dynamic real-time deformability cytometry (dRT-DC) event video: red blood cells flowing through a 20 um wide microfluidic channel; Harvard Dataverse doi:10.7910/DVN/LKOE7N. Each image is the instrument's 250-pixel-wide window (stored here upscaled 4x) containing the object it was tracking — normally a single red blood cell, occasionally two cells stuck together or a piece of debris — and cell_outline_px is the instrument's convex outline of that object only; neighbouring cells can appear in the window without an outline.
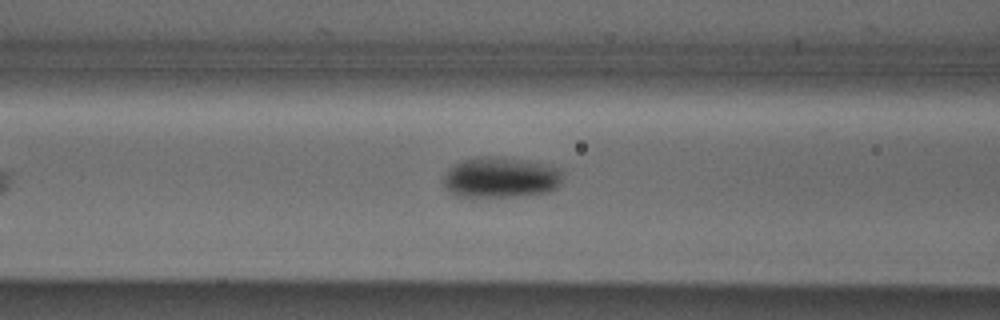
{"species": "Egyptian fruit bat (a non-hibernating species)", "species_latin": "Rousettus aegyptiacus", "temperature_condition": "cold", "stored_images_in_passage": 31, "camera_frame_rate_fps": 3000, "um_per_image_px": 0.085, "animal": {"sex": "male"}, "frame": {"image": 1, "passage_image": 8, "time_ms": 2.333, "image_size_px": [1000, 320], "cell_outline_px": [[560, 184], [556, 188], [548, 192], [516, 196], [456, 196], [444, 184], [444, 176], [448, 168], [460, 160], [476, 156], [496, 156], [524, 160], [544, 164], [556, 168], [560, 172]], "centroid_in_image_um": [42.51, 15.06], "position_along_channel_um": 124.1, "area_um2": 27.98}}
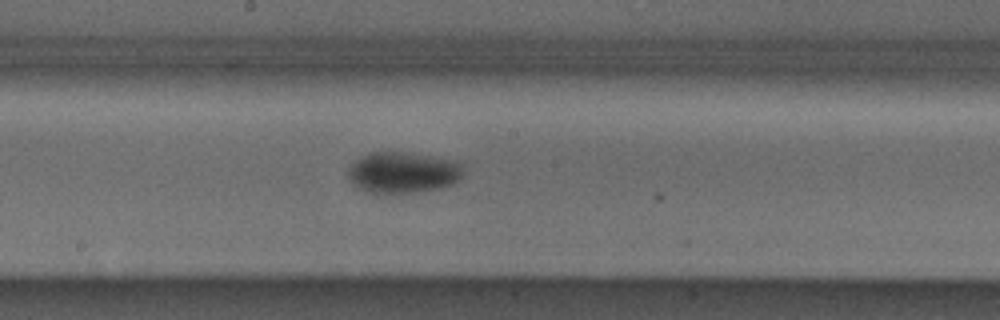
{"frame": {"image": 2, "passage_image": 15, "time_ms": 4.667, "image_size_px": [1000, 320], "cell_outline_px": [[464, 168], [460, 180], [456, 184], [440, 188], [400, 196], [384, 196], [368, 192], [352, 184], [348, 176], [348, 168], [356, 160], [372, 152], [408, 152], [456, 160], [464, 164]], "centroid_in_image_um": [34.3, 14.71], "position_along_channel_um": 213.9, "area_um2": 28.78}}
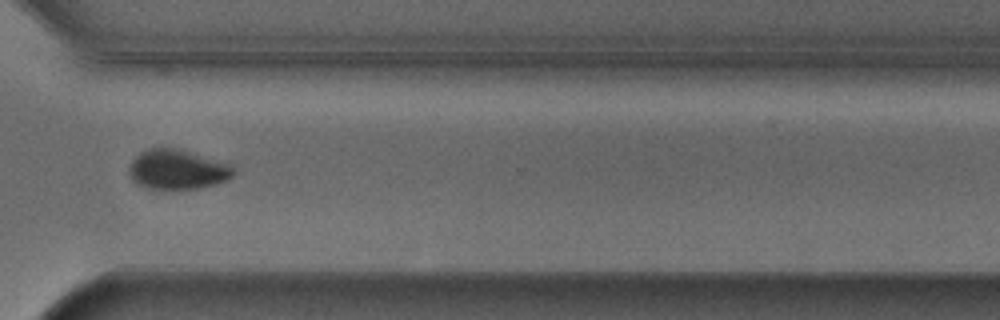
{"frame": {"image": 3, "passage_image": 26, "time_ms": 8.333, "image_size_px": [1000, 320], "cell_outline_px": [[236, 172], [228, 180], [216, 184], [200, 188], [148, 188], [136, 184], [132, 180], [128, 172], [128, 168], [132, 160], [140, 152], [148, 148], [180, 148], [228, 164]], "centroid_in_image_um": [15.05, 14.4], "position_along_channel_um": 355.6, "area_um2": 24.1}, "authors_computed_cell_mechanics": {"area_um2": 27.0504, "velocity_mm_per_s": 3.8596, "shape_relaxation_time_tau1_ms": 7.5637, "shape_relaxation_time_tau2_ms": null, "deformation_change_tau1": 0.1263, "deformation_change_tau2": null}}